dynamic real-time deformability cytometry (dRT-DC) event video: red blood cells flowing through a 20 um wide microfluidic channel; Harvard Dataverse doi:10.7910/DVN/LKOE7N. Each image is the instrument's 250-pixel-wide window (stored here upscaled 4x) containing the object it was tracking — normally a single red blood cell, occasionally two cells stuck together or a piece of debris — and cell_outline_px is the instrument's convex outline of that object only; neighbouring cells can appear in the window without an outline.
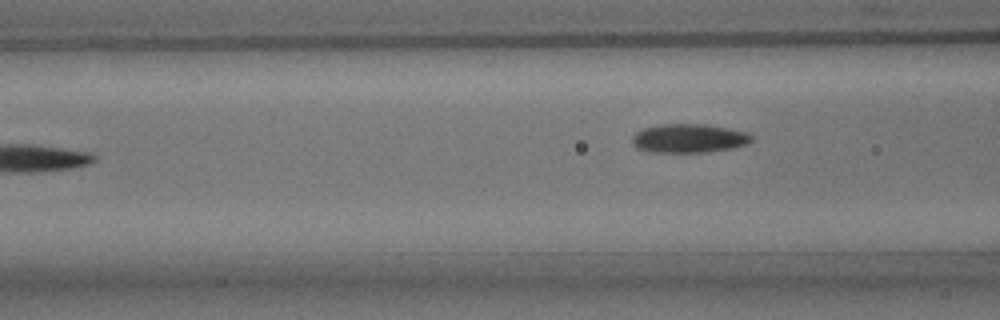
{"species": "common noctule bat (a hibernating species)", "species_latin": "Nyctalus noctula", "temperature_condition": "room temperature", "stored_images_in_passage": 7, "camera_frame_rate_fps": 3000, "um_per_image_px": 0.085, "animal": {"sex": "male", "body_mass_g": 15.6}, "frame": {"image": 1, "passage_image": 7, "time_ms": 7.667, "image_size_px": [1000, 320], "cell_outline_px": [[756, 140], [748, 144], [732, 148], [704, 152], [648, 152], [636, 148], [632, 144], [632, 136], [636, 132], [644, 128], [660, 124], [704, 124], [728, 128], [744, 132], [752, 136]], "centroid_in_image_um": [58.54, 11.76], "position_along_channel_um": 108.1, "area_um2": 20.17}}